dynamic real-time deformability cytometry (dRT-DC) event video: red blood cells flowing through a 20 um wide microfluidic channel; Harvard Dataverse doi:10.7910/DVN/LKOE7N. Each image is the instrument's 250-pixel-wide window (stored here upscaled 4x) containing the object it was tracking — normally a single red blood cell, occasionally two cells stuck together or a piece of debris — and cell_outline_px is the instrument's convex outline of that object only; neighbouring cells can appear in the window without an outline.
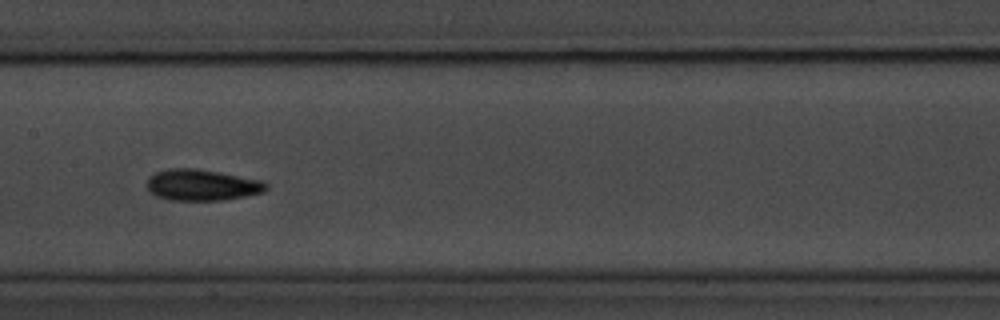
{"species": "common noctule bat (a hibernating species)", "species_latin": "Nyctalus noctula", "temperature_condition": "room temperature", "stored_images_in_passage": 14, "camera_frame_rate_fps": 3000, "um_per_image_px": 0.085, "animal": {"sex": "male", "body_mass_g": 20.1, "forearm_length_mm": 53.5}, "frame": {"image": 1, "passage_image": 7, "time_ms": 2.0, "image_size_px": [1000, 320], "cell_outline_px": [[268, 188], [264, 192], [224, 200], [168, 200], [156, 196], [148, 192], [148, 176], [156, 172], [168, 168], [196, 168], [220, 172], [260, 180], [268, 184]], "centroid_in_image_um": [17.14, 15.72], "position_along_channel_um": 190.3, "area_um2": 21.79}}
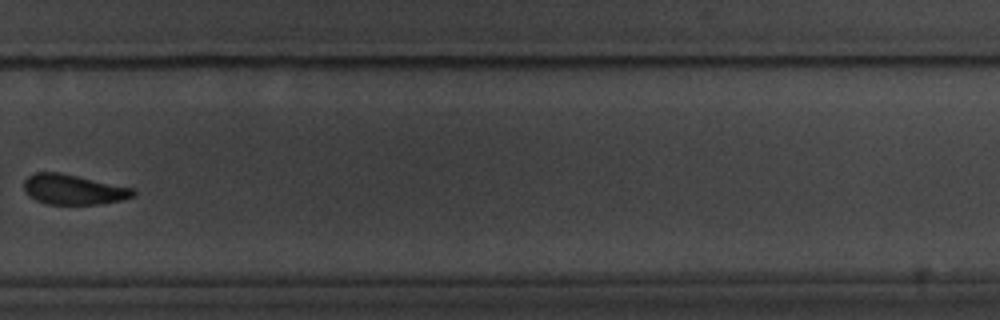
{"frame": {"image": 2, "passage_image": 10, "time_ms": 3.0, "image_size_px": [1000, 320], "cell_outline_px": [[136, 192], [132, 196], [120, 200], [100, 204], [48, 204], [36, 200], [28, 196], [24, 188], [24, 180], [28, 176], [36, 172], [60, 172], [132, 188]], "centroid_in_image_um": [6.19, 16.1], "position_along_channel_um": 323.6, "area_um2": 18.96}}
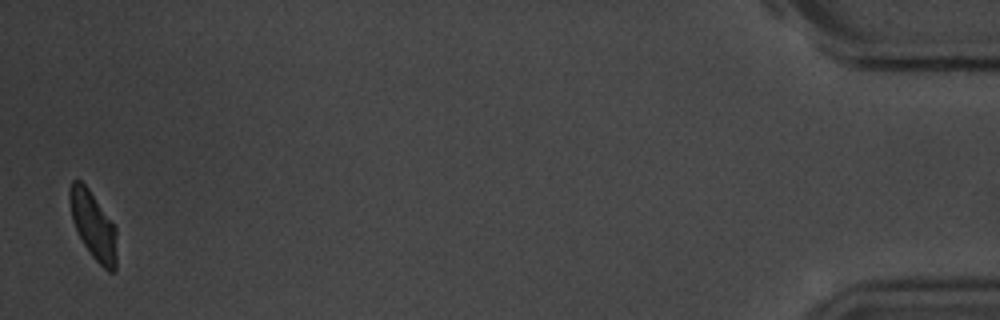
{"frame": {"image": 3, "passage_image": 14, "time_ms": 4.333, "image_size_px": [1000, 320], "cell_outline_px": [[116, 272], [108, 272], [92, 256], [84, 244], [72, 220], [68, 196], [68, 188], [72, 180], [80, 180], [88, 188], [116, 228]], "centroid_in_image_um": [7.92, 19.15], "position_along_channel_um": 427.3, "area_um2": 18.38}}